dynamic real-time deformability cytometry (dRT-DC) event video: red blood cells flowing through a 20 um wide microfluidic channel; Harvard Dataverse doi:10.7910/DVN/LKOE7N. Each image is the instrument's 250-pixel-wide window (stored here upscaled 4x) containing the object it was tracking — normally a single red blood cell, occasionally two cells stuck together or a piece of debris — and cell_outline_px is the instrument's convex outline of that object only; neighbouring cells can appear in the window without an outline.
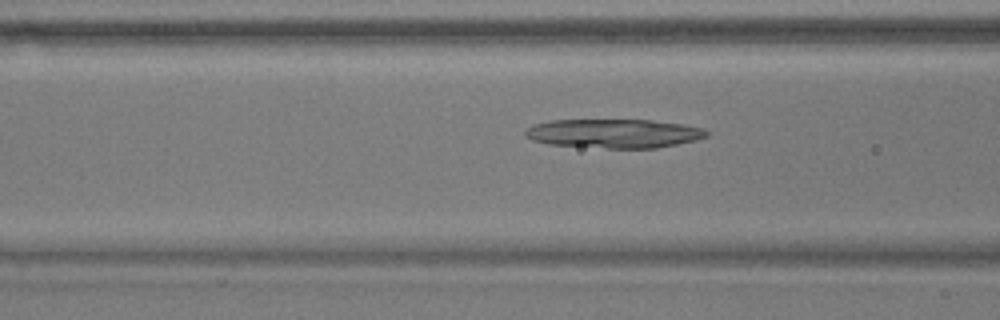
{"species": "common noctule bat (a hibernating species)", "species_latin": "Nyctalus noctula", "temperature_condition": "warm", "stored_images_in_passage": 55, "camera_frame_rate_fps": 3000, "um_per_image_px": 0.085, "animal": {"sex": "male", "body_mass_g": 17.9}, "frame": {"image": 1, "passage_image": 21, "time_ms": 6.667, "image_size_px": [1000, 320], "cell_outline_px": [[708, 136], [696, 140], [656, 148], [608, 148], [548, 144], [532, 140], [524, 136], [524, 132], [528, 128], [536, 124], [552, 120], [652, 120], [684, 124], [704, 128], [708, 132]], "centroid_in_image_um": [52.21, 11.34], "position_along_channel_um": 114.4, "area_um2": 30.58}}
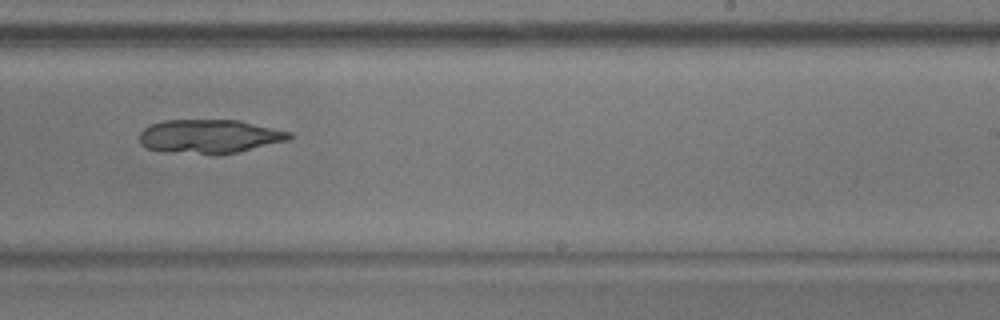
{"frame": {"image": 2, "passage_image": 34, "time_ms": 11.0, "image_size_px": [1000, 320], "cell_outline_px": [[292, 136], [288, 140], [236, 152], [216, 156], [212, 156], [164, 152], [148, 148], [140, 144], [140, 132], [144, 128], [152, 124], [164, 120], [240, 120], [292, 132]], "centroid_in_image_um": [17.79, 11.61], "position_along_channel_um": 271.2, "area_um2": 29.94}}
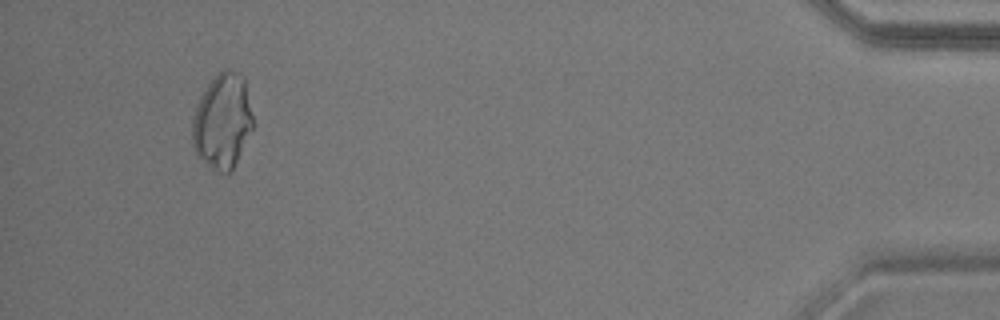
{"frame": {"image": 3, "passage_image": 52, "time_ms": 17.0, "image_size_px": [1000, 320], "cell_outline_px": [[256, 124], [232, 172], [220, 172], [212, 168], [196, 152], [192, 144], [192, 120], [200, 96], [208, 84], [224, 68], [228, 68], [244, 76]], "centroid_in_image_um": [18.97, 10.29], "position_along_channel_um": 416.2, "area_um2": 33.99}}